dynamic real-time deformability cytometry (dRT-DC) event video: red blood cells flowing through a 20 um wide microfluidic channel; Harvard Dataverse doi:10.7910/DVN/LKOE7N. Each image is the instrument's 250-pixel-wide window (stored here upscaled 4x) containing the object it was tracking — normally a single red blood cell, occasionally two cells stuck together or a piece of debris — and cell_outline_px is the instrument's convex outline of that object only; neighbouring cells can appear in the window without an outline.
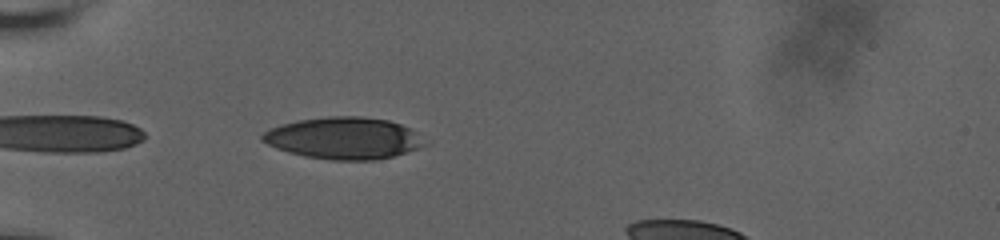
{"species": "human", "species_latin": "Homo sapiens", "temperature_condition": "room temperature", "stored_images_in_passage": 39, "camera_frame_rate_fps": 3000, "um_per_image_px": 0.085, "donor": {"sex": "male"}, "frame": {"image": 1, "passage_image": 2, "time_ms": 0.333, "image_size_px": [1000, 240], "cell_outline_px": [[432, 140], [428, 144], [392, 156], [376, 160], [332, 160], [304, 156], [288, 152], [276, 148], [260, 140], [260, 136], [268, 128], [300, 120], [328, 116], [360, 116], [388, 120], [400, 124]], "centroid_in_image_um": [29.25, 11.74], "position_along_channel_um": 55.8, "area_um2": 39.71}}
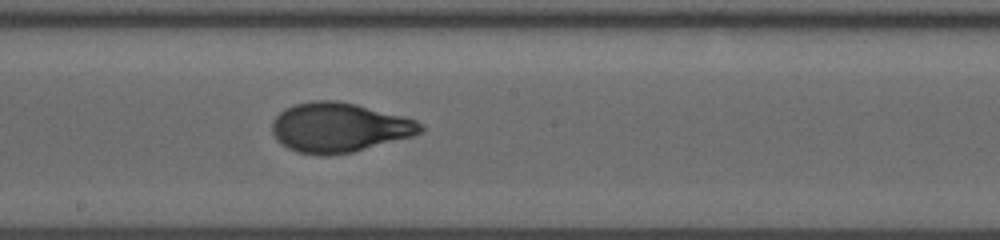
{"frame": {"image": 2, "passage_image": 17, "time_ms": 5.333, "image_size_px": [1000, 240], "cell_outline_px": [[424, 132], [412, 136], [352, 152], [328, 156], [320, 156], [296, 152], [288, 148], [276, 140], [272, 132], [272, 124], [276, 116], [284, 108], [296, 104], [312, 100], [336, 100], [356, 104], [416, 120], [424, 128]], "centroid_in_image_um": [28.79, 10.84], "position_along_channel_um": 219.4, "area_um2": 42.83}}
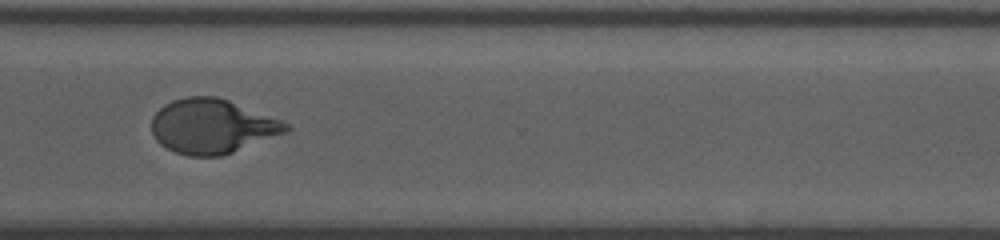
{"frame": {"image": 3, "passage_image": 28, "time_ms": 9.0, "image_size_px": [1000, 240], "cell_outline_px": [[292, 128], [288, 132], [224, 156], [188, 156], [176, 152], [160, 144], [156, 140], [152, 132], [152, 116], [164, 104], [172, 100], [188, 96], [216, 96], [228, 100], [280, 120], [288, 124]], "centroid_in_image_um": [18.03, 10.74], "position_along_channel_um": 352.6, "area_um2": 42.71}, "authors_computed_cell_mechanics": {"area_um2": 42.194, "velocity_mm_per_s": 3.6444, "shape_relaxation_time_tau1_ms": 4.9913, "shape_relaxation_time_tau2_ms": 0.8271, "deformation_change_tau1": 0.2192, "deformation_change_tau2": 0.0622}}